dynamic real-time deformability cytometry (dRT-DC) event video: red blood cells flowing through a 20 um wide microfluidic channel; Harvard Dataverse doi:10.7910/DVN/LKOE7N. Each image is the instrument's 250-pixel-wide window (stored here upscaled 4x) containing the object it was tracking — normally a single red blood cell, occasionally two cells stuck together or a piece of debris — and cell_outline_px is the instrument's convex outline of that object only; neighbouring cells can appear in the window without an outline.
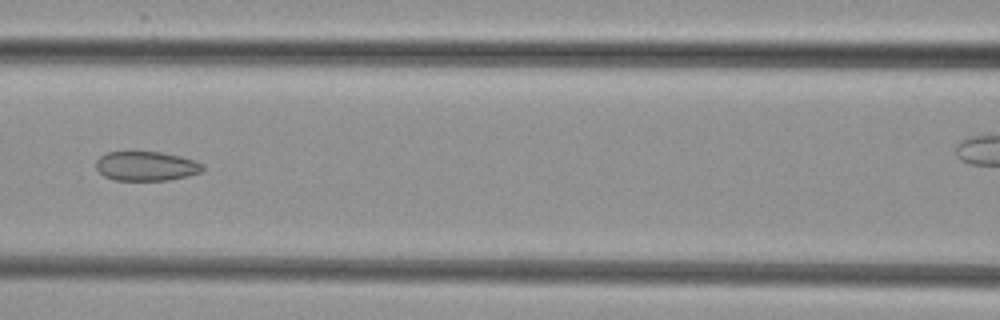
{"species": "common noctule bat (a hibernating species)", "species_latin": "Nyctalus noctula", "temperature_condition": "cold", "stored_images_in_passage": 7, "camera_frame_rate_fps": 3000, "um_per_image_px": 0.085, "animal": {"sex": "female", "body_mass_g": 29.2, "forearm_length_mm": 56.3}, "frame": {"image": 1, "passage_image": 6, "time_ms": 6.667, "image_size_px": [1000, 320], "cell_outline_px": [[204, 168], [200, 172], [188, 176], [168, 180], [116, 180], [104, 176], [96, 168], [96, 160], [100, 156], [108, 152], [160, 152], [180, 156], [196, 160], [204, 164]], "centroid_in_image_um": [12.45, 14.12], "position_along_channel_um": 154.2, "area_um2": 18.26}}